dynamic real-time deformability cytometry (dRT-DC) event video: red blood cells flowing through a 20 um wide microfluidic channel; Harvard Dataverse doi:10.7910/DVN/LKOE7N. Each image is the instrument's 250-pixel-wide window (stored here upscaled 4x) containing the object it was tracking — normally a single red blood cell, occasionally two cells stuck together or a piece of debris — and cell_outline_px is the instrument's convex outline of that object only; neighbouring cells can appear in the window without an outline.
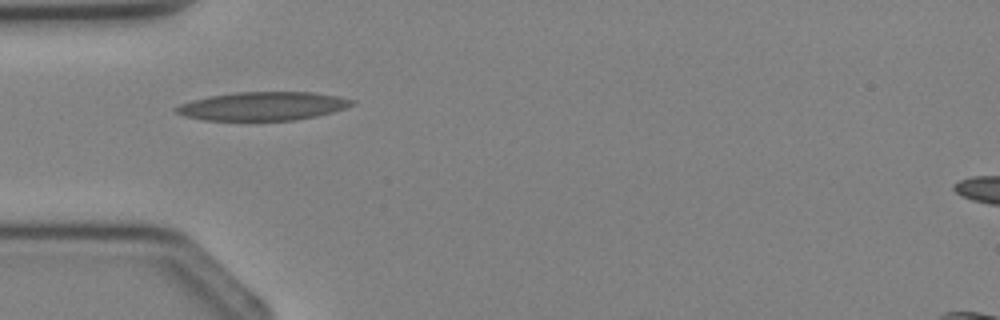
{"species": "Egyptian fruit bat (a non-hibernating species)", "species_latin": "Rousettus aegyptiacus", "temperature_condition": "cold", "stored_images_in_passage": 2, "camera_frame_rate_fps": 3000, "um_per_image_px": 0.085, "animal": {"sex": "female"}, "frame": {"image": 1, "passage_image": 1, "time_ms": 0.0, "image_size_px": [1000, 320], "cell_outline_px": [[356, 104], [332, 112], [316, 116], [296, 120], [204, 120], [184, 116], [176, 112], [172, 108], [180, 104], [192, 100], [208, 96], [236, 92], [312, 92], [336, 96], [356, 100]], "centroid_in_image_um": [22.33, 9.02], "position_along_channel_um": 62.7, "area_um2": 29.25}}
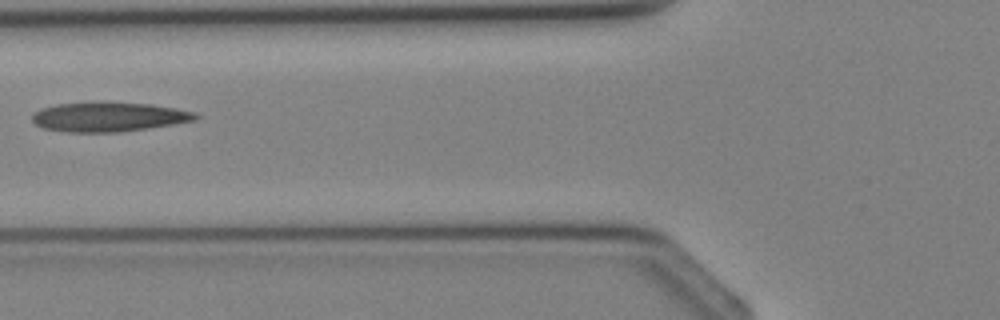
{"frame": {"image": 2, "passage_image": 2, "time_ms": 1.0, "image_size_px": [1000, 320], "cell_outline_px": [[200, 116], [196, 120], [148, 128], [116, 132], [68, 132], [44, 128], [36, 124], [32, 120], [32, 112], [40, 108], [56, 104], [148, 104], [172, 108], [192, 112]], "centroid_in_image_um": [9.19, 9.97], "position_along_channel_um": 116.6, "area_um2": 26.99}}